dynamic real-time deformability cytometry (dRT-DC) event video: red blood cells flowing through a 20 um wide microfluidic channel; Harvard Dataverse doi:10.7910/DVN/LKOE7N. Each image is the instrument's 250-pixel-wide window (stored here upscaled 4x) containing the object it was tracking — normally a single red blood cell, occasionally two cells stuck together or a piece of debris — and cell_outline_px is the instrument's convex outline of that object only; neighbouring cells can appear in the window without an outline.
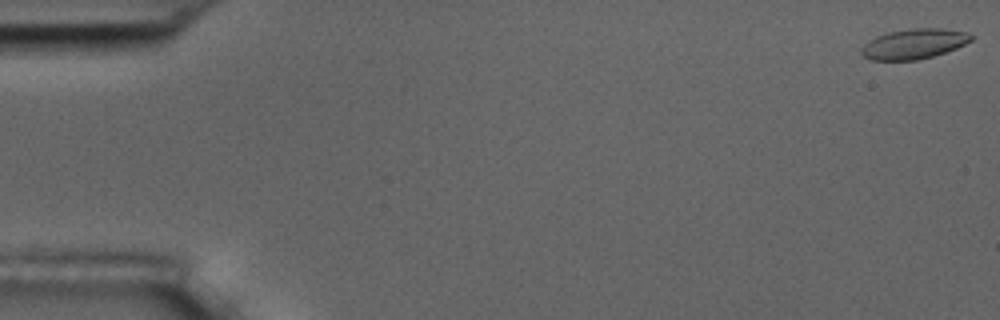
{"species": "common noctule bat (a hibernating species)", "species_latin": "Nyctalus noctula", "temperature_condition": "room temperature", "stored_images_in_passage": 10, "camera_frame_rate_fps": 3000, "um_per_image_px": 0.085, "animal": {"sex": "male", "body_mass_g": 17.5, "forearm_length_mm": 52.3}, "frame": {"image": 1, "passage_image": 1, "time_ms": 0.0, "image_size_px": [1000, 320], "cell_outline_px": [[972, 40], [956, 48], [932, 56], [916, 60], [872, 60], [864, 56], [860, 52], [860, 48], [868, 40], [876, 36], [888, 32], [912, 28], [944, 28], [964, 32], [972, 36]], "centroid_in_image_um": [77.64, 3.72], "position_along_channel_um": 7.4, "area_um2": 19.13}}
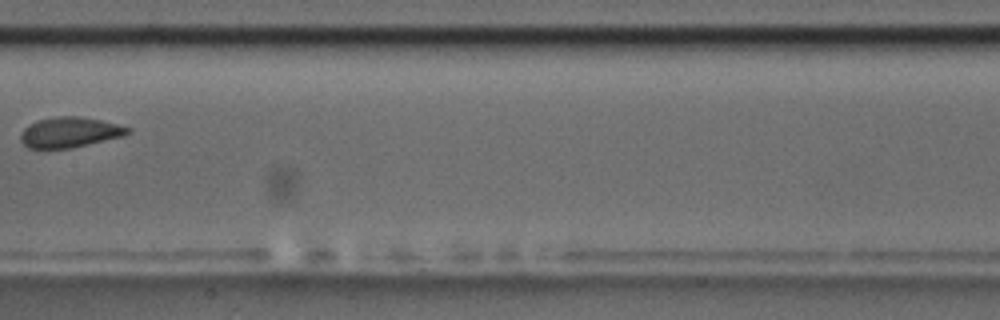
{"frame": {"image": 2, "passage_image": 9, "time_ms": 9.333, "image_size_px": [1000, 320], "cell_outline_px": [[132, 132], [124, 136], [88, 144], [68, 148], [28, 148], [20, 140], [20, 132], [28, 124], [36, 120], [56, 116], [80, 116], [100, 120], [132, 128]], "centroid_in_image_um": [5.91, 11.23], "position_along_channel_um": 201.5, "area_um2": 19.02}}
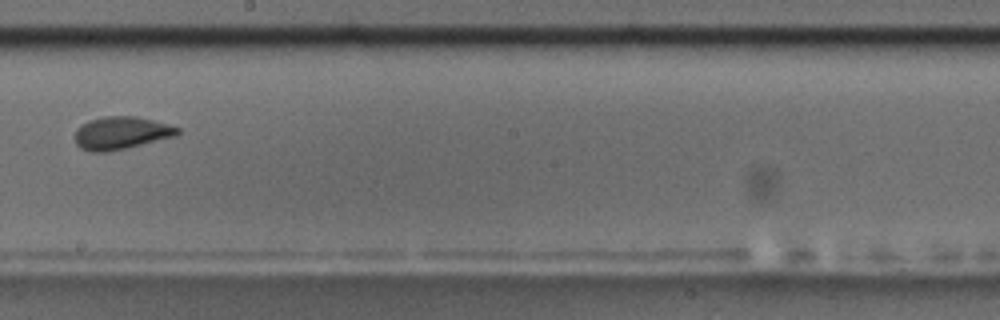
{"frame": {"image": 3, "passage_image": 10, "time_ms": 10.333, "image_size_px": [1000, 320], "cell_outline_px": [[180, 132], [176, 136], [128, 148], [108, 152], [92, 152], [80, 148], [76, 144], [76, 128], [80, 124], [88, 120], [104, 116], [136, 116], [168, 124], [180, 128]], "centroid_in_image_um": [10.29, 11.3], "position_along_channel_um": 237.9, "area_um2": 19.77}}